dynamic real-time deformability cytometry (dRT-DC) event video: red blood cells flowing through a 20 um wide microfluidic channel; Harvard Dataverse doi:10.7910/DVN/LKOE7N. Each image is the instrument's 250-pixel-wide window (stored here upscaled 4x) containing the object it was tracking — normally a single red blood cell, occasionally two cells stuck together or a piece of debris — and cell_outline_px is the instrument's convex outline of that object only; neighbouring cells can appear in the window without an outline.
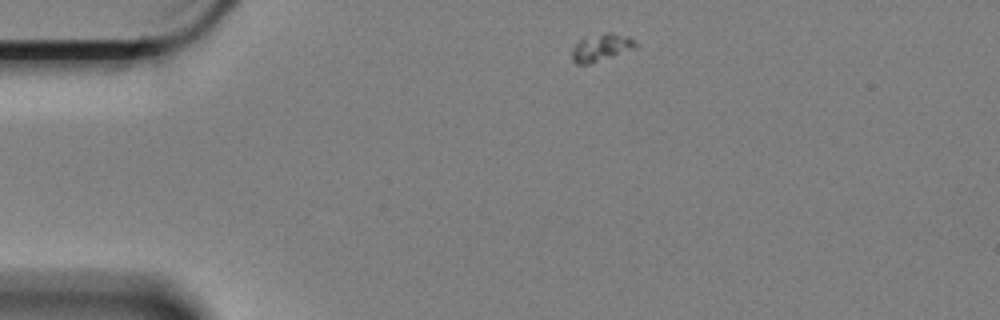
{"species": "Egyptian fruit bat (a non-hibernating species)", "species_latin": "Rousettus aegyptiacus", "temperature_condition": "cold", "stored_images_in_passage": 51, "camera_frame_rate_fps": 3000, "um_per_image_px": 0.085, "animal": {"sex": "female"}, "frame": {"image": 1, "passage_image": 1, "time_ms": 0.0, "image_size_px": [1000, 320], "cell_outline_px": [[640, 44], [636, 48], [588, 64], [576, 64], [572, 60], [572, 48], [580, 40], [604, 32], [612, 32], [628, 36]], "centroid_in_image_um": [51.14, 4.02], "position_along_channel_um": 33.9, "area_um2": 10.06}}